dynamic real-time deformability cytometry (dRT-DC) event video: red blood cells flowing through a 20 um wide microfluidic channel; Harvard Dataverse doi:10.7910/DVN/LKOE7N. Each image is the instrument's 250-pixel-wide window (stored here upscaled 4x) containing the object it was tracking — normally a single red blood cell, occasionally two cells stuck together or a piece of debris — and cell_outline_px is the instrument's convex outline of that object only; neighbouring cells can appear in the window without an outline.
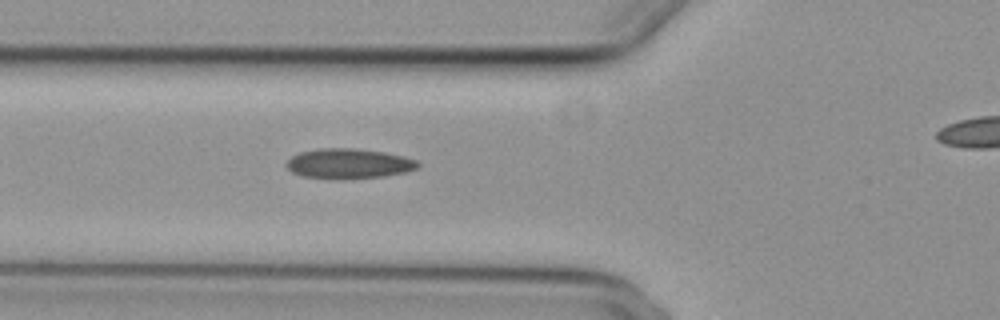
{"species": "common noctule bat (a hibernating species)", "species_latin": "Nyctalus noctula", "temperature_condition": "cold", "stored_images_in_passage": 6, "segment_of_instrument_passage": [1, 2], "camera_frame_rate_fps": 3000, "um_per_image_px": 0.085, "animal": {"sex": "female", "body_mass_g": 29.2, "forearm_length_mm": 56.3}, "frame": {"image": 1, "passage_image": 5, "time_ms": 4.667, "image_size_px": [1000, 320], "cell_outline_px": [[420, 164], [416, 168], [404, 172], [384, 176], [344, 180], [332, 180], [300, 176], [292, 172], [284, 164], [292, 156], [300, 152], [320, 148], [352, 148], [384, 152], [416, 160]], "centroid_in_image_um": [29.57, 13.93], "position_along_channel_um": 96.2, "area_um2": 23.18}}